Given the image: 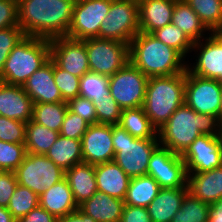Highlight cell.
<instances>
[{
  "instance_id": "cell-39",
  "label": "cell",
  "mask_w": 222,
  "mask_h": 222,
  "mask_svg": "<svg viewBox=\"0 0 222 222\" xmlns=\"http://www.w3.org/2000/svg\"><path fill=\"white\" fill-rule=\"evenodd\" d=\"M26 155L25 144L0 141V168L4 171L14 172Z\"/></svg>"
},
{
  "instance_id": "cell-17",
  "label": "cell",
  "mask_w": 222,
  "mask_h": 222,
  "mask_svg": "<svg viewBox=\"0 0 222 222\" xmlns=\"http://www.w3.org/2000/svg\"><path fill=\"white\" fill-rule=\"evenodd\" d=\"M202 40L205 43L201 40L193 43L192 50L198 48L200 54L193 68L187 65V70L203 78L222 81V32H213Z\"/></svg>"
},
{
  "instance_id": "cell-8",
  "label": "cell",
  "mask_w": 222,
  "mask_h": 222,
  "mask_svg": "<svg viewBox=\"0 0 222 222\" xmlns=\"http://www.w3.org/2000/svg\"><path fill=\"white\" fill-rule=\"evenodd\" d=\"M17 183L40 196L46 189L65 178V171L46 155L27 153L14 171Z\"/></svg>"
},
{
  "instance_id": "cell-12",
  "label": "cell",
  "mask_w": 222,
  "mask_h": 222,
  "mask_svg": "<svg viewBox=\"0 0 222 222\" xmlns=\"http://www.w3.org/2000/svg\"><path fill=\"white\" fill-rule=\"evenodd\" d=\"M111 0L75 1L70 29L66 37L86 40L99 37L103 19L109 13Z\"/></svg>"
},
{
  "instance_id": "cell-21",
  "label": "cell",
  "mask_w": 222,
  "mask_h": 222,
  "mask_svg": "<svg viewBox=\"0 0 222 222\" xmlns=\"http://www.w3.org/2000/svg\"><path fill=\"white\" fill-rule=\"evenodd\" d=\"M187 187L197 199L212 204L222 199V166L212 170L187 174Z\"/></svg>"
},
{
  "instance_id": "cell-10",
  "label": "cell",
  "mask_w": 222,
  "mask_h": 222,
  "mask_svg": "<svg viewBox=\"0 0 222 222\" xmlns=\"http://www.w3.org/2000/svg\"><path fill=\"white\" fill-rule=\"evenodd\" d=\"M90 72L112 76L129 62V44L121 41L91 38L85 40Z\"/></svg>"
},
{
  "instance_id": "cell-46",
  "label": "cell",
  "mask_w": 222,
  "mask_h": 222,
  "mask_svg": "<svg viewBox=\"0 0 222 222\" xmlns=\"http://www.w3.org/2000/svg\"><path fill=\"white\" fill-rule=\"evenodd\" d=\"M17 180L14 172H4L0 176V206L7 207L10 198L13 195L16 187Z\"/></svg>"
},
{
  "instance_id": "cell-24",
  "label": "cell",
  "mask_w": 222,
  "mask_h": 222,
  "mask_svg": "<svg viewBox=\"0 0 222 222\" xmlns=\"http://www.w3.org/2000/svg\"><path fill=\"white\" fill-rule=\"evenodd\" d=\"M39 205L57 219L73 213L79 208L65 178L39 196Z\"/></svg>"
},
{
  "instance_id": "cell-47",
  "label": "cell",
  "mask_w": 222,
  "mask_h": 222,
  "mask_svg": "<svg viewBox=\"0 0 222 222\" xmlns=\"http://www.w3.org/2000/svg\"><path fill=\"white\" fill-rule=\"evenodd\" d=\"M120 222H152L145 207L124 205Z\"/></svg>"
},
{
  "instance_id": "cell-31",
  "label": "cell",
  "mask_w": 222,
  "mask_h": 222,
  "mask_svg": "<svg viewBox=\"0 0 222 222\" xmlns=\"http://www.w3.org/2000/svg\"><path fill=\"white\" fill-rule=\"evenodd\" d=\"M59 132L50 130L30 120L26 125L25 147L27 153L46 155L56 142Z\"/></svg>"
},
{
  "instance_id": "cell-2",
  "label": "cell",
  "mask_w": 222,
  "mask_h": 222,
  "mask_svg": "<svg viewBox=\"0 0 222 222\" xmlns=\"http://www.w3.org/2000/svg\"><path fill=\"white\" fill-rule=\"evenodd\" d=\"M221 132L218 116L197 113L184 103L158 130V138L161 146L182 155L201 135L219 136Z\"/></svg>"
},
{
  "instance_id": "cell-40",
  "label": "cell",
  "mask_w": 222,
  "mask_h": 222,
  "mask_svg": "<svg viewBox=\"0 0 222 222\" xmlns=\"http://www.w3.org/2000/svg\"><path fill=\"white\" fill-rule=\"evenodd\" d=\"M97 116V123L119 124L122 108L117 104L113 97L108 93L103 98L94 102Z\"/></svg>"
},
{
  "instance_id": "cell-23",
  "label": "cell",
  "mask_w": 222,
  "mask_h": 222,
  "mask_svg": "<svg viewBox=\"0 0 222 222\" xmlns=\"http://www.w3.org/2000/svg\"><path fill=\"white\" fill-rule=\"evenodd\" d=\"M124 205V200L97 190L92 197L79 205V209L95 222H120Z\"/></svg>"
},
{
  "instance_id": "cell-45",
  "label": "cell",
  "mask_w": 222,
  "mask_h": 222,
  "mask_svg": "<svg viewBox=\"0 0 222 222\" xmlns=\"http://www.w3.org/2000/svg\"><path fill=\"white\" fill-rule=\"evenodd\" d=\"M18 26L17 0H0V30Z\"/></svg>"
},
{
  "instance_id": "cell-52",
  "label": "cell",
  "mask_w": 222,
  "mask_h": 222,
  "mask_svg": "<svg viewBox=\"0 0 222 222\" xmlns=\"http://www.w3.org/2000/svg\"><path fill=\"white\" fill-rule=\"evenodd\" d=\"M220 122L222 124V103H221V109H220Z\"/></svg>"
},
{
  "instance_id": "cell-13",
  "label": "cell",
  "mask_w": 222,
  "mask_h": 222,
  "mask_svg": "<svg viewBox=\"0 0 222 222\" xmlns=\"http://www.w3.org/2000/svg\"><path fill=\"white\" fill-rule=\"evenodd\" d=\"M147 175L154 178L160 188L187 187L186 166L181 155L161 145L150 157Z\"/></svg>"
},
{
  "instance_id": "cell-7",
  "label": "cell",
  "mask_w": 222,
  "mask_h": 222,
  "mask_svg": "<svg viewBox=\"0 0 222 222\" xmlns=\"http://www.w3.org/2000/svg\"><path fill=\"white\" fill-rule=\"evenodd\" d=\"M139 32L138 0H111L109 13L99 29V38L130 44Z\"/></svg>"
},
{
  "instance_id": "cell-16",
  "label": "cell",
  "mask_w": 222,
  "mask_h": 222,
  "mask_svg": "<svg viewBox=\"0 0 222 222\" xmlns=\"http://www.w3.org/2000/svg\"><path fill=\"white\" fill-rule=\"evenodd\" d=\"M83 162L92 165L114 160L115 152L112 141V125L95 123L89 125L82 136Z\"/></svg>"
},
{
  "instance_id": "cell-35",
  "label": "cell",
  "mask_w": 222,
  "mask_h": 222,
  "mask_svg": "<svg viewBox=\"0 0 222 222\" xmlns=\"http://www.w3.org/2000/svg\"><path fill=\"white\" fill-rule=\"evenodd\" d=\"M159 41L177 50L184 58L189 51H192L193 42L189 37L173 23L159 28L151 33Z\"/></svg>"
},
{
  "instance_id": "cell-25",
  "label": "cell",
  "mask_w": 222,
  "mask_h": 222,
  "mask_svg": "<svg viewBox=\"0 0 222 222\" xmlns=\"http://www.w3.org/2000/svg\"><path fill=\"white\" fill-rule=\"evenodd\" d=\"M187 192L188 187L161 188L147 207L152 222H171Z\"/></svg>"
},
{
  "instance_id": "cell-32",
  "label": "cell",
  "mask_w": 222,
  "mask_h": 222,
  "mask_svg": "<svg viewBox=\"0 0 222 222\" xmlns=\"http://www.w3.org/2000/svg\"><path fill=\"white\" fill-rule=\"evenodd\" d=\"M67 110V102L35 103L32 121L60 133Z\"/></svg>"
},
{
  "instance_id": "cell-18",
  "label": "cell",
  "mask_w": 222,
  "mask_h": 222,
  "mask_svg": "<svg viewBox=\"0 0 222 222\" xmlns=\"http://www.w3.org/2000/svg\"><path fill=\"white\" fill-rule=\"evenodd\" d=\"M22 87L33 104L65 102L54 81L51 58L35 71Z\"/></svg>"
},
{
  "instance_id": "cell-34",
  "label": "cell",
  "mask_w": 222,
  "mask_h": 222,
  "mask_svg": "<svg viewBox=\"0 0 222 222\" xmlns=\"http://www.w3.org/2000/svg\"><path fill=\"white\" fill-rule=\"evenodd\" d=\"M210 204L205 203L187 192L171 222H208Z\"/></svg>"
},
{
  "instance_id": "cell-22",
  "label": "cell",
  "mask_w": 222,
  "mask_h": 222,
  "mask_svg": "<svg viewBox=\"0 0 222 222\" xmlns=\"http://www.w3.org/2000/svg\"><path fill=\"white\" fill-rule=\"evenodd\" d=\"M97 190L114 198L124 200L130 177L113 160L95 165Z\"/></svg>"
},
{
  "instance_id": "cell-28",
  "label": "cell",
  "mask_w": 222,
  "mask_h": 222,
  "mask_svg": "<svg viewBox=\"0 0 222 222\" xmlns=\"http://www.w3.org/2000/svg\"><path fill=\"white\" fill-rule=\"evenodd\" d=\"M118 125L134 138L159 139L158 130L145 114L143 107L122 109Z\"/></svg>"
},
{
  "instance_id": "cell-51",
  "label": "cell",
  "mask_w": 222,
  "mask_h": 222,
  "mask_svg": "<svg viewBox=\"0 0 222 222\" xmlns=\"http://www.w3.org/2000/svg\"><path fill=\"white\" fill-rule=\"evenodd\" d=\"M0 222H17V220L7 210V207L0 206Z\"/></svg>"
},
{
  "instance_id": "cell-19",
  "label": "cell",
  "mask_w": 222,
  "mask_h": 222,
  "mask_svg": "<svg viewBox=\"0 0 222 222\" xmlns=\"http://www.w3.org/2000/svg\"><path fill=\"white\" fill-rule=\"evenodd\" d=\"M33 101L20 85L0 81V116L28 123L32 120Z\"/></svg>"
},
{
  "instance_id": "cell-26",
  "label": "cell",
  "mask_w": 222,
  "mask_h": 222,
  "mask_svg": "<svg viewBox=\"0 0 222 222\" xmlns=\"http://www.w3.org/2000/svg\"><path fill=\"white\" fill-rule=\"evenodd\" d=\"M65 179L78 206L97 191L95 165L84 162L76 164L65 170Z\"/></svg>"
},
{
  "instance_id": "cell-3",
  "label": "cell",
  "mask_w": 222,
  "mask_h": 222,
  "mask_svg": "<svg viewBox=\"0 0 222 222\" xmlns=\"http://www.w3.org/2000/svg\"><path fill=\"white\" fill-rule=\"evenodd\" d=\"M184 57L151 33L139 32L129 44V61L148 78L169 76L187 70Z\"/></svg>"
},
{
  "instance_id": "cell-42",
  "label": "cell",
  "mask_w": 222,
  "mask_h": 222,
  "mask_svg": "<svg viewBox=\"0 0 222 222\" xmlns=\"http://www.w3.org/2000/svg\"><path fill=\"white\" fill-rule=\"evenodd\" d=\"M24 37L25 35L19 26L0 30V76L9 53Z\"/></svg>"
},
{
  "instance_id": "cell-27",
  "label": "cell",
  "mask_w": 222,
  "mask_h": 222,
  "mask_svg": "<svg viewBox=\"0 0 222 222\" xmlns=\"http://www.w3.org/2000/svg\"><path fill=\"white\" fill-rule=\"evenodd\" d=\"M46 156L65 171L83 162L81 140L59 135Z\"/></svg>"
},
{
  "instance_id": "cell-30",
  "label": "cell",
  "mask_w": 222,
  "mask_h": 222,
  "mask_svg": "<svg viewBox=\"0 0 222 222\" xmlns=\"http://www.w3.org/2000/svg\"><path fill=\"white\" fill-rule=\"evenodd\" d=\"M160 189L157 181L149 175L133 177L130 179L124 204L147 208Z\"/></svg>"
},
{
  "instance_id": "cell-50",
  "label": "cell",
  "mask_w": 222,
  "mask_h": 222,
  "mask_svg": "<svg viewBox=\"0 0 222 222\" xmlns=\"http://www.w3.org/2000/svg\"><path fill=\"white\" fill-rule=\"evenodd\" d=\"M208 222H222V199L210 205L208 209Z\"/></svg>"
},
{
  "instance_id": "cell-44",
  "label": "cell",
  "mask_w": 222,
  "mask_h": 222,
  "mask_svg": "<svg viewBox=\"0 0 222 222\" xmlns=\"http://www.w3.org/2000/svg\"><path fill=\"white\" fill-rule=\"evenodd\" d=\"M68 109L80 116L89 125L97 123L95 104L92 100L78 96L67 102Z\"/></svg>"
},
{
  "instance_id": "cell-53",
  "label": "cell",
  "mask_w": 222,
  "mask_h": 222,
  "mask_svg": "<svg viewBox=\"0 0 222 222\" xmlns=\"http://www.w3.org/2000/svg\"><path fill=\"white\" fill-rule=\"evenodd\" d=\"M5 171L2 169V168H0V176L4 173Z\"/></svg>"
},
{
  "instance_id": "cell-9",
  "label": "cell",
  "mask_w": 222,
  "mask_h": 222,
  "mask_svg": "<svg viewBox=\"0 0 222 222\" xmlns=\"http://www.w3.org/2000/svg\"><path fill=\"white\" fill-rule=\"evenodd\" d=\"M149 78L130 61L108 77L109 94L122 109L143 107Z\"/></svg>"
},
{
  "instance_id": "cell-11",
  "label": "cell",
  "mask_w": 222,
  "mask_h": 222,
  "mask_svg": "<svg viewBox=\"0 0 222 222\" xmlns=\"http://www.w3.org/2000/svg\"><path fill=\"white\" fill-rule=\"evenodd\" d=\"M184 103L197 113L211 114L220 119L222 81L203 78L186 70Z\"/></svg>"
},
{
  "instance_id": "cell-33",
  "label": "cell",
  "mask_w": 222,
  "mask_h": 222,
  "mask_svg": "<svg viewBox=\"0 0 222 222\" xmlns=\"http://www.w3.org/2000/svg\"><path fill=\"white\" fill-rule=\"evenodd\" d=\"M199 16L206 28L222 32V0H184Z\"/></svg>"
},
{
  "instance_id": "cell-29",
  "label": "cell",
  "mask_w": 222,
  "mask_h": 222,
  "mask_svg": "<svg viewBox=\"0 0 222 222\" xmlns=\"http://www.w3.org/2000/svg\"><path fill=\"white\" fill-rule=\"evenodd\" d=\"M171 23L180 28L193 43L201 40L203 32L209 31L184 0L175 1Z\"/></svg>"
},
{
  "instance_id": "cell-4",
  "label": "cell",
  "mask_w": 222,
  "mask_h": 222,
  "mask_svg": "<svg viewBox=\"0 0 222 222\" xmlns=\"http://www.w3.org/2000/svg\"><path fill=\"white\" fill-rule=\"evenodd\" d=\"M185 82L186 71L149 78L143 109L157 130L184 104Z\"/></svg>"
},
{
  "instance_id": "cell-14",
  "label": "cell",
  "mask_w": 222,
  "mask_h": 222,
  "mask_svg": "<svg viewBox=\"0 0 222 222\" xmlns=\"http://www.w3.org/2000/svg\"><path fill=\"white\" fill-rule=\"evenodd\" d=\"M187 174L222 166V137L201 135L181 155Z\"/></svg>"
},
{
  "instance_id": "cell-5",
  "label": "cell",
  "mask_w": 222,
  "mask_h": 222,
  "mask_svg": "<svg viewBox=\"0 0 222 222\" xmlns=\"http://www.w3.org/2000/svg\"><path fill=\"white\" fill-rule=\"evenodd\" d=\"M50 59V39L25 36L9 53L0 81L20 85Z\"/></svg>"
},
{
  "instance_id": "cell-6",
  "label": "cell",
  "mask_w": 222,
  "mask_h": 222,
  "mask_svg": "<svg viewBox=\"0 0 222 222\" xmlns=\"http://www.w3.org/2000/svg\"><path fill=\"white\" fill-rule=\"evenodd\" d=\"M114 161L130 177L147 175L148 163L154 150L160 145L159 139L134 138L120 125H112Z\"/></svg>"
},
{
  "instance_id": "cell-43",
  "label": "cell",
  "mask_w": 222,
  "mask_h": 222,
  "mask_svg": "<svg viewBox=\"0 0 222 222\" xmlns=\"http://www.w3.org/2000/svg\"><path fill=\"white\" fill-rule=\"evenodd\" d=\"M89 124L83 118L69 109L64 117L60 135L66 138L81 140L82 136L87 131Z\"/></svg>"
},
{
  "instance_id": "cell-1",
  "label": "cell",
  "mask_w": 222,
  "mask_h": 222,
  "mask_svg": "<svg viewBox=\"0 0 222 222\" xmlns=\"http://www.w3.org/2000/svg\"><path fill=\"white\" fill-rule=\"evenodd\" d=\"M74 0H17L18 26L25 36H67Z\"/></svg>"
},
{
  "instance_id": "cell-36",
  "label": "cell",
  "mask_w": 222,
  "mask_h": 222,
  "mask_svg": "<svg viewBox=\"0 0 222 222\" xmlns=\"http://www.w3.org/2000/svg\"><path fill=\"white\" fill-rule=\"evenodd\" d=\"M39 206V196L28 187L17 184L7 210L18 220Z\"/></svg>"
},
{
  "instance_id": "cell-37",
  "label": "cell",
  "mask_w": 222,
  "mask_h": 222,
  "mask_svg": "<svg viewBox=\"0 0 222 222\" xmlns=\"http://www.w3.org/2000/svg\"><path fill=\"white\" fill-rule=\"evenodd\" d=\"M109 93L108 77L88 72L80 79V96L93 102L98 101Z\"/></svg>"
},
{
  "instance_id": "cell-41",
  "label": "cell",
  "mask_w": 222,
  "mask_h": 222,
  "mask_svg": "<svg viewBox=\"0 0 222 222\" xmlns=\"http://www.w3.org/2000/svg\"><path fill=\"white\" fill-rule=\"evenodd\" d=\"M26 125L22 121L0 116V141L25 144Z\"/></svg>"
},
{
  "instance_id": "cell-38",
  "label": "cell",
  "mask_w": 222,
  "mask_h": 222,
  "mask_svg": "<svg viewBox=\"0 0 222 222\" xmlns=\"http://www.w3.org/2000/svg\"><path fill=\"white\" fill-rule=\"evenodd\" d=\"M54 81L65 102L80 96V77L70 74L68 71L61 69L53 61Z\"/></svg>"
},
{
  "instance_id": "cell-48",
  "label": "cell",
  "mask_w": 222,
  "mask_h": 222,
  "mask_svg": "<svg viewBox=\"0 0 222 222\" xmlns=\"http://www.w3.org/2000/svg\"><path fill=\"white\" fill-rule=\"evenodd\" d=\"M57 218L40 205L21 217L17 222H57Z\"/></svg>"
},
{
  "instance_id": "cell-49",
  "label": "cell",
  "mask_w": 222,
  "mask_h": 222,
  "mask_svg": "<svg viewBox=\"0 0 222 222\" xmlns=\"http://www.w3.org/2000/svg\"><path fill=\"white\" fill-rule=\"evenodd\" d=\"M57 222H95V220L83 213L79 208L64 217L58 218Z\"/></svg>"
},
{
  "instance_id": "cell-20",
  "label": "cell",
  "mask_w": 222,
  "mask_h": 222,
  "mask_svg": "<svg viewBox=\"0 0 222 222\" xmlns=\"http://www.w3.org/2000/svg\"><path fill=\"white\" fill-rule=\"evenodd\" d=\"M176 0H138L139 31H153L171 23Z\"/></svg>"
},
{
  "instance_id": "cell-15",
  "label": "cell",
  "mask_w": 222,
  "mask_h": 222,
  "mask_svg": "<svg viewBox=\"0 0 222 222\" xmlns=\"http://www.w3.org/2000/svg\"><path fill=\"white\" fill-rule=\"evenodd\" d=\"M50 58L63 70L77 77L90 72L85 40L66 36L50 39Z\"/></svg>"
}]
</instances>
